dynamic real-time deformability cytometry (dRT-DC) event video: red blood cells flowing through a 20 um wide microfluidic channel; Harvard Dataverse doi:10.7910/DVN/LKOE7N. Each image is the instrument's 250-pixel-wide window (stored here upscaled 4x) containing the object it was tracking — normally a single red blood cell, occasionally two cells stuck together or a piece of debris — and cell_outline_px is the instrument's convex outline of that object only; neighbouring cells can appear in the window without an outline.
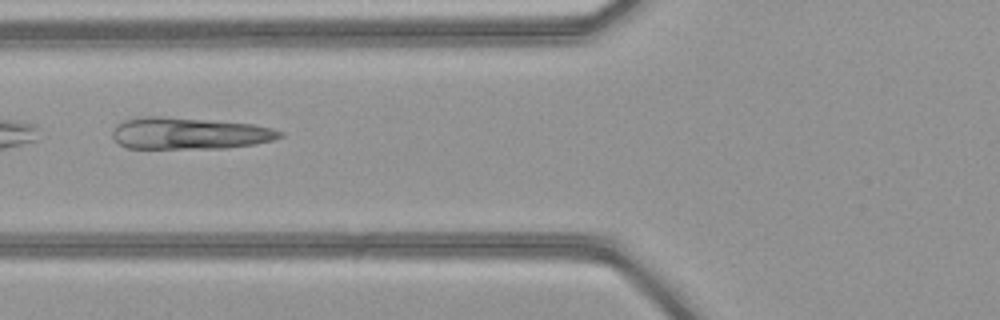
{"species": "common noctule bat (a hibernating species)", "species_latin": "Nyctalus noctula", "temperature_condition": "warm", "stored_images_in_passage": 50, "camera_frame_rate_fps": 3000, "um_per_image_px": 0.085, "animal": {"sex": "female", "body_mass_g": 21.9}, "frame": {"image": 1, "passage_image": 21, "time_ms": 6.667, "image_size_px": [1000, 320], "cell_outline_px": [[284, 136], [272, 140], [256, 144], [228, 148], [128, 148], [120, 144], [112, 136], [112, 132], [116, 124], [124, 120], [144, 116], [164, 116], [252, 124], [272, 128], [284, 132]], "centroid_in_image_um": [16.1, 11.33], "position_along_channel_um": 109.7, "area_um2": 31.04}}
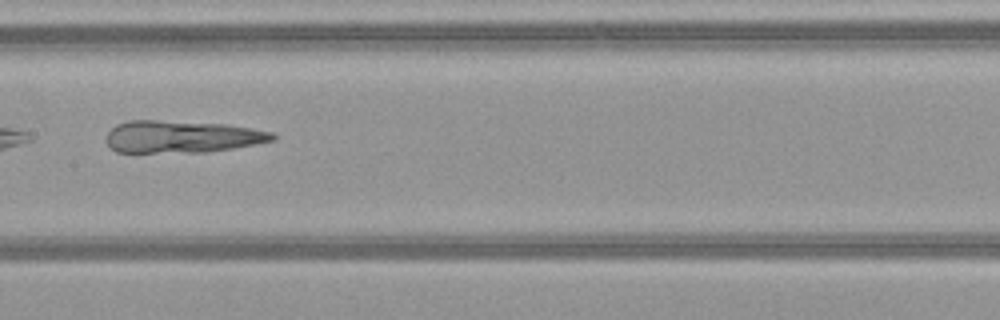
{"frame": {"image": 2, "passage_image": 27, "time_ms": 8.667, "image_size_px": [1000, 320], "cell_outline_px": [[276, 140], [256, 144], [232, 148], [204, 152], [116, 152], [104, 140], [108, 132], [116, 124], [128, 120], [156, 120], [224, 124], [252, 128], [272, 132], [276, 136]], "centroid_in_image_um": [15.44, 11.61], "position_along_channel_um": 192.0, "area_um2": 31.21}}
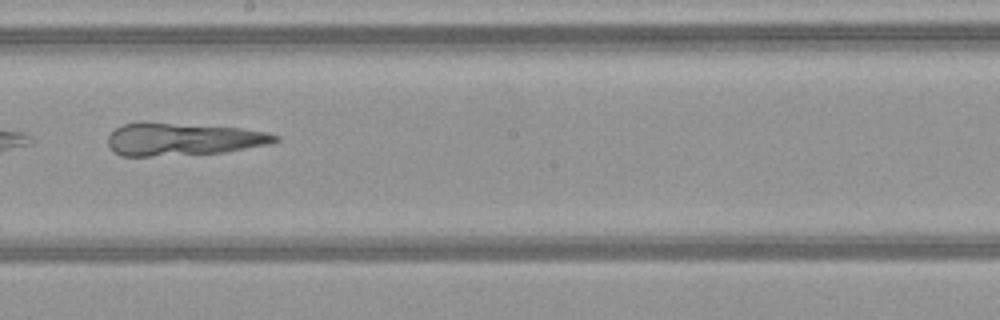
{"frame": {"image": 3, "passage_image": 30, "time_ms": 9.667, "image_size_px": [1000, 320], "cell_outline_px": [[280, 140], [272, 144], [224, 152], [148, 156], [120, 156], [108, 144], [108, 136], [116, 128], [124, 124], [144, 120], [240, 128], [268, 132], [280, 136]], "centroid_in_image_um": [15.57, 11.8], "position_along_channel_um": 232.6, "area_um2": 32.19}}